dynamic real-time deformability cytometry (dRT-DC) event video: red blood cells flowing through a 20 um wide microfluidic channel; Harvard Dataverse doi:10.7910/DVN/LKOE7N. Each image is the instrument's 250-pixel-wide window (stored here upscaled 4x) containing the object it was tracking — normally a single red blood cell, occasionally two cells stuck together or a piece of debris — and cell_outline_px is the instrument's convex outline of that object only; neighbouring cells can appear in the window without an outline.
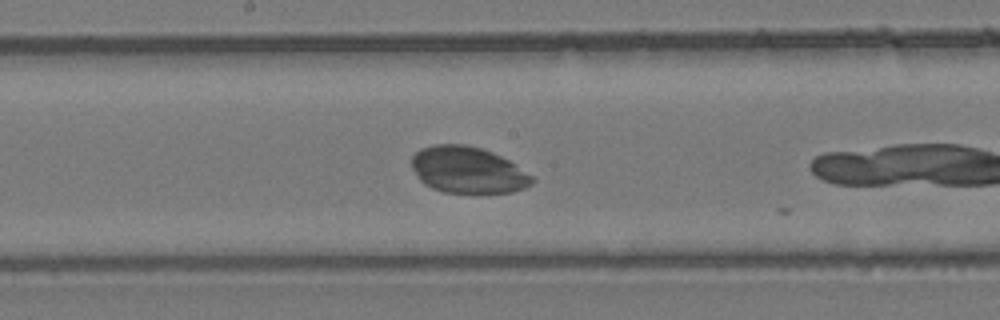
{"species": "common noctule bat (a hibernating species)", "species_latin": "Nyctalus noctula", "temperature_condition": "room temperature", "stored_images_in_passage": 11, "camera_frame_rate_fps": 3000, "um_per_image_px": 0.085, "animal": {"sex": "female", "body_mass_g": 24.6, "forearm_length_mm": 56.2}, "frame": {"image": 1, "passage_image": 10, "time_ms": 3.0, "image_size_px": [1000, 320], "cell_outline_px": [[536, 180], [532, 184], [524, 188], [512, 192], [444, 192], [432, 188], [424, 184], [420, 180], [412, 168], [412, 156], [420, 148], [432, 144], [464, 144], [480, 148], [492, 152], [516, 164], [532, 176]], "centroid_in_image_um": [39.76, 14.44], "position_along_channel_um": 208.4, "area_um2": 32.54}}